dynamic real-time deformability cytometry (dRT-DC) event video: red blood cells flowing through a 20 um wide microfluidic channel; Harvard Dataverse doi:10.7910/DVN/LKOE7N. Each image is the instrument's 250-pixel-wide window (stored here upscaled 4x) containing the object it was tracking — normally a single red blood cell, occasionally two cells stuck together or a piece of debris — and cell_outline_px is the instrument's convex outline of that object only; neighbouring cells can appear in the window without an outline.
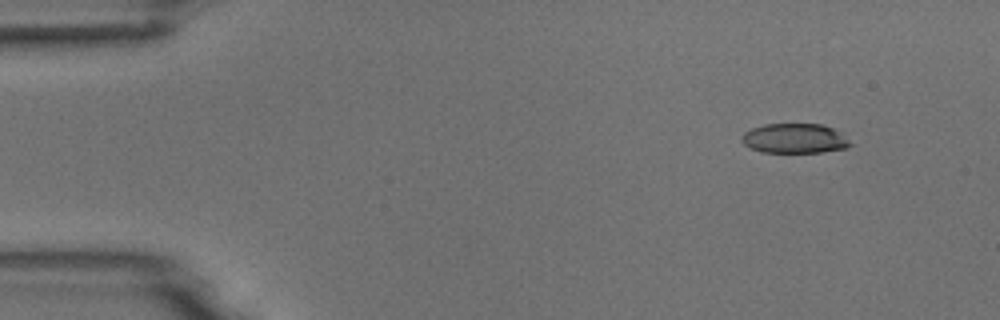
{"species": "common noctule bat (a hibernating species)", "species_latin": "Nyctalus noctula", "temperature_condition": "room temperature", "stored_images_in_passage": 8, "camera_frame_rate_fps": 3000, "um_per_image_px": 0.085, "animal": {"sex": "male", "body_mass_g": 18.8}, "frame": {"image": 1, "passage_image": 2, "time_ms": 1.0, "image_size_px": [1000, 320], "cell_outline_px": [[852, 144], [844, 148], [820, 152], [760, 152], [744, 144], [740, 140], [740, 136], [744, 132], [752, 128], [764, 124], [820, 124], [832, 128], [840, 132]], "centroid_in_image_um": [67.49, 11.76], "position_along_channel_um": 17.5, "area_um2": 18.67}}
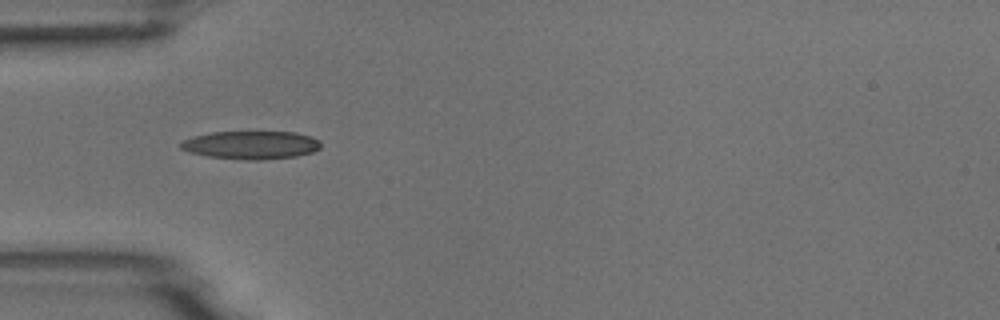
{"frame": {"image": 2, "passage_image": 5, "time_ms": 4.667, "image_size_px": [1000, 320], "cell_outline_px": [[320, 148], [312, 152], [296, 156], [260, 160], [244, 160], [208, 156], [192, 152], [180, 148], [180, 144], [184, 140], [192, 136], [212, 132], [296, 132], [312, 136], [320, 140]], "centroid_in_image_um": [21.37, 12.32], "position_along_channel_um": 63.6, "area_um2": 22.95}}